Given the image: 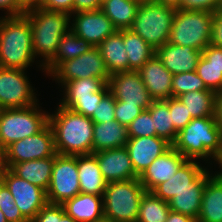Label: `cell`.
<instances>
[{"instance_id": "1", "label": "cell", "mask_w": 222, "mask_h": 222, "mask_svg": "<svg viewBox=\"0 0 222 222\" xmlns=\"http://www.w3.org/2000/svg\"><path fill=\"white\" fill-rule=\"evenodd\" d=\"M49 125L57 154H92L94 123L90 117L58 105L57 112L49 114Z\"/></svg>"}, {"instance_id": "19", "label": "cell", "mask_w": 222, "mask_h": 222, "mask_svg": "<svg viewBox=\"0 0 222 222\" xmlns=\"http://www.w3.org/2000/svg\"><path fill=\"white\" fill-rule=\"evenodd\" d=\"M187 159L171 146L165 153L155 159L138 177L146 191H153L159 184L171 179Z\"/></svg>"}, {"instance_id": "8", "label": "cell", "mask_w": 222, "mask_h": 222, "mask_svg": "<svg viewBox=\"0 0 222 222\" xmlns=\"http://www.w3.org/2000/svg\"><path fill=\"white\" fill-rule=\"evenodd\" d=\"M213 13L176 9L169 42L203 51L211 40Z\"/></svg>"}, {"instance_id": "12", "label": "cell", "mask_w": 222, "mask_h": 222, "mask_svg": "<svg viewBox=\"0 0 222 222\" xmlns=\"http://www.w3.org/2000/svg\"><path fill=\"white\" fill-rule=\"evenodd\" d=\"M51 75L53 78H56L55 80L59 84L62 83L61 85L67 81L88 77L109 80L111 76L98 47L91 48L88 52L77 58L62 62Z\"/></svg>"}, {"instance_id": "13", "label": "cell", "mask_w": 222, "mask_h": 222, "mask_svg": "<svg viewBox=\"0 0 222 222\" xmlns=\"http://www.w3.org/2000/svg\"><path fill=\"white\" fill-rule=\"evenodd\" d=\"M1 181L7 186L22 215L31 222L48 203L46 191L14 174L9 168Z\"/></svg>"}, {"instance_id": "4", "label": "cell", "mask_w": 222, "mask_h": 222, "mask_svg": "<svg viewBox=\"0 0 222 222\" xmlns=\"http://www.w3.org/2000/svg\"><path fill=\"white\" fill-rule=\"evenodd\" d=\"M31 24L34 57L41 55L40 68L45 67L57 51L62 36L70 30L71 15L35 7L24 13Z\"/></svg>"}, {"instance_id": "20", "label": "cell", "mask_w": 222, "mask_h": 222, "mask_svg": "<svg viewBox=\"0 0 222 222\" xmlns=\"http://www.w3.org/2000/svg\"><path fill=\"white\" fill-rule=\"evenodd\" d=\"M153 100H167L172 97V79L160 59L153 55L138 71Z\"/></svg>"}, {"instance_id": "9", "label": "cell", "mask_w": 222, "mask_h": 222, "mask_svg": "<svg viewBox=\"0 0 222 222\" xmlns=\"http://www.w3.org/2000/svg\"><path fill=\"white\" fill-rule=\"evenodd\" d=\"M81 192L78 177L77 156L55 154L47 201L62 205Z\"/></svg>"}, {"instance_id": "45", "label": "cell", "mask_w": 222, "mask_h": 222, "mask_svg": "<svg viewBox=\"0 0 222 222\" xmlns=\"http://www.w3.org/2000/svg\"><path fill=\"white\" fill-rule=\"evenodd\" d=\"M39 7L47 11L65 12L72 16L74 0H42Z\"/></svg>"}, {"instance_id": "47", "label": "cell", "mask_w": 222, "mask_h": 222, "mask_svg": "<svg viewBox=\"0 0 222 222\" xmlns=\"http://www.w3.org/2000/svg\"><path fill=\"white\" fill-rule=\"evenodd\" d=\"M31 222H57V204L47 203Z\"/></svg>"}, {"instance_id": "57", "label": "cell", "mask_w": 222, "mask_h": 222, "mask_svg": "<svg viewBox=\"0 0 222 222\" xmlns=\"http://www.w3.org/2000/svg\"><path fill=\"white\" fill-rule=\"evenodd\" d=\"M0 222H8L1 209H0Z\"/></svg>"}, {"instance_id": "40", "label": "cell", "mask_w": 222, "mask_h": 222, "mask_svg": "<svg viewBox=\"0 0 222 222\" xmlns=\"http://www.w3.org/2000/svg\"><path fill=\"white\" fill-rule=\"evenodd\" d=\"M109 92L108 84L97 93H93L92 97L78 98L76 99L68 109L83 114L84 116L91 117L94 113V110L97 107V103Z\"/></svg>"}, {"instance_id": "49", "label": "cell", "mask_w": 222, "mask_h": 222, "mask_svg": "<svg viewBox=\"0 0 222 222\" xmlns=\"http://www.w3.org/2000/svg\"><path fill=\"white\" fill-rule=\"evenodd\" d=\"M102 0H74V13L101 9Z\"/></svg>"}, {"instance_id": "41", "label": "cell", "mask_w": 222, "mask_h": 222, "mask_svg": "<svg viewBox=\"0 0 222 222\" xmlns=\"http://www.w3.org/2000/svg\"><path fill=\"white\" fill-rule=\"evenodd\" d=\"M115 106L116 100L114 96L108 92L94 110L93 115L90 117L93 123H103L111 120H115Z\"/></svg>"}, {"instance_id": "34", "label": "cell", "mask_w": 222, "mask_h": 222, "mask_svg": "<svg viewBox=\"0 0 222 222\" xmlns=\"http://www.w3.org/2000/svg\"><path fill=\"white\" fill-rule=\"evenodd\" d=\"M169 212L168 202L151 191H145L141 197L136 222H166Z\"/></svg>"}, {"instance_id": "5", "label": "cell", "mask_w": 222, "mask_h": 222, "mask_svg": "<svg viewBox=\"0 0 222 222\" xmlns=\"http://www.w3.org/2000/svg\"><path fill=\"white\" fill-rule=\"evenodd\" d=\"M145 191L138 178L107 183L103 195L105 221L136 222Z\"/></svg>"}, {"instance_id": "10", "label": "cell", "mask_w": 222, "mask_h": 222, "mask_svg": "<svg viewBox=\"0 0 222 222\" xmlns=\"http://www.w3.org/2000/svg\"><path fill=\"white\" fill-rule=\"evenodd\" d=\"M24 71L0 67V109L25 108L38 104Z\"/></svg>"}, {"instance_id": "26", "label": "cell", "mask_w": 222, "mask_h": 222, "mask_svg": "<svg viewBox=\"0 0 222 222\" xmlns=\"http://www.w3.org/2000/svg\"><path fill=\"white\" fill-rule=\"evenodd\" d=\"M197 222H222V179L216 173L206 181Z\"/></svg>"}, {"instance_id": "33", "label": "cell", "mask_w": 222, "mask_h": 222, "mask_svg": "<svg viewBox=\"0 0 222 222\" xmlns=\"http://www.w3.org/2000/svg\"><path fill=\"white\" fill-rule=\"evenodd\" d=\"M124 47L128 55L129 71H138L155 55V49L130 29L124 30Z\"/></svg>"}, {"instance_id": "25", "label": "cell", "mask_w": 222, "mask_h": 222, "mask_svg": "<svg viewBox=\"0 0 222 222\" xmlns=\"http://www.w3.org/2000/svg\"><path fill=\"white\" fill-rule=\"evenodd\" d=\"M127 141V127L117 120L94 123L92 153L125 147Z\"/></svg>"}, {"instance_id": "17", "label": "cell", "mask_w": 222, "mask_h": 222, "mask_svg": "<svg viewBox=\"0 0 222 222\" xmlns=\"http://www.w3.org/2000/svg\"><path fill=\"white\" fill-rule=\"evenodd\" d=\"M107 183L136 179L139 176L132 166L129 152L126 147L93 153Z\"/></svg>"}, {"instance_id": "11", "label": "cell", "mask_w": 222, "mask_h": 222, "mask_svg": "<svg viewBox=\"0 0 222 222\" xmlns=\"http://www.w3.org/2000/svg\"><path fill=\"white\" fill-rule=\"evenodd\" d=\"M56 154L53 131L48 124L42 131L11 143L5 148L7 168L16 163L44 159Z\"/></svg>"}, {"instance_id": "15", "label": "cell", "mask_w": 222, "mask_h": 222, "mask_svg": "<svg viewBox=\"0 0 222 222\" xmlns=\"http://www.w3.org/2000/svg\"><path fill=\"white\" fill-rule=\"evenodd\" d=\"M108 87L116 101L139 105L143 110L147 109L153 102L137 71L131 70L112 74L108 80Z\"/></svg>"}, {"instance_id": "18", "label": "cell", "mask_w": 222, "mask_h": 222, "mask_svg": "<svg viewBox=\"0 0 222 222\" xmlns=\"http://www.w3.org/2000/svg\"><path fill=\"white\" fill-rule=\"evenodd\" d=\"M172 145L158 136L128 138L126 148L135 173L140 176L150 164Z\"/></svg>"}, {"instance_id": "55", "label": "cell", "mask_w": 222, "mask_h": 222, "mask_svg": "<svg viewBox=\"0 0 222 222\" xmlns=\"http://www.w3.org/2000/svg\"><path fill=\"white\" fill-rule=\"evenodd\" d=\"M7 169L5 162V149L0 146V180L1 176L4 174V171Z\"/></svg>"}, {"instance_id": "36", "label": "cell", "mask_w": 222, "mask_h": 222, "mask_svg": "<svg viewBox=\"0 0 222 222\" xmlns=\"http://www.w3.org/2000/svg\"><path fill=\"white\" fill-rule=\"evenodd\" d=\"M208 90L196 71L174 74L172 79V97L191 91Z\"/></svg>"}, {"instance_id": "7", "label": "cell", "mask_w": 222, "mask_h": 222, "mask_svg": "<svg viewBox=\"0 0 222 222\" xmlns=\"http://www.w3.org/2000/svg\"><path fill=\"white\" fill-rule=\"evenodd\" d=\"M37 105L0 109V146L3 149L15 141L37 134L49 124V113L41 112Z\"/></svg>"}, {"instance_id": "59", "label": "cell", "mask_w": 222, "mask_h": 222, "mask_svg": "<svg viewBox=\"0 0 222 222\" xmlns=\"http://www.w3.org/2000/svg\"><path fill=\"white\" fill-rule=\"evenodd\" d=\"M140 3H145V2H152L153 0H137Z\"/></svg>"}, {"instance_id": "35", "label": "cell", "mask_w": 222, "mask_h": 222, "mask_svg": "<svg viewBox=\"0 0 222 222\" xmlns=\"http://www.w3.org/2000/svg\"><path fill=\"white\" fill-rule=\"evenodd\" d=\"M204 188L205 187H193V189H184L178 192L168 202L170 211L197 219L201 209Z\"/></svg>"}, {"instance_id": "2", "label": "cell", "mask_w": 222, "mask_h": 222, "mask_svg": "<svg viewBox=\"0 0 222 222\" xmlns=\"http://www.w3.org/2000/svg\"><path fill=\"white\" fill-rule=\"evenodd\" d=\"M172 146L188 160L208 161L212 158L219 164L222 161V132L215 116L193 118L178 132Z\"/></svg>"}, {"instance_id": "16", "label": "cell", "mask_w": 222, "mask_h": 222, "mask_svg": "<svg viewBox=\"0 0 222 222\" xmlns=\"http://www.w3.org/2000/svg\"><path fill=\"white\" fill-rule=\"evenodd\" d=\"M73 14L75 20L73 18L70 29L93 47H98L106 37L116 31L111 20L101 10Z\"/></svg>"}, {"instance_id": "56", "label": "cell", "mask_w": 222, "mask_h": 222, "mask_svg": "<svg viewBox=\"0 0 222 222\" xmlns=\"http://www.w3.org/2000/svg\"><path fill=\"white\" fill-rule=\"evenodd\" d=\"M158 4L168 5L174 8H177L180 4V0H153Z\"/></svg>"}, {"instance_id": "23", "label": "cell", "mask_w": 222, "mask_h": 222, "mask_svg": "<svg viewBox=\"0 0 222 222\" xmlns=\"http://www.w3.org/2000/svg\"><path fill=\"white\" fill-rule=\"evenodd\" d=\"M78 177L81 193L103 196L107 182L103 178L96 156H77Z\"/></svg>"}, {"instance_id": "58", "label": "cell", "mask_w": 222, "mask_h": 222, "mask_svg": "<svg viewBox=\"0 0 222 222\" xmlns=\"http://www.w3.org/2000/svg\"><path fill=\"white\" fill-rule=\"evenodd\" d=\"M219 167L222 169V163H219ZM217 175L222 179V171L218 172Z\"/></svg>"}, {"instance_id": "29", "label": "cell", "mask_w": 222, "mask_h": 222, "mask_svg": "<svg viewBox=\"0 0 222 222\" xmlns=\"http://www.w3.org/2000/svg\"><path fill=\"white\" fill-rule=\"evenodd\" d=\"M140 2L137 0H102L101 11L111 20L116 30L130 29Z\"/></svg>"}, {"instance_id": "53", "label": "cell", "mask_w": 222, "mask_h": 222, "mask_svg": "<svg viewBox=\"0 0 222 222\" xmlns=\"http://www.w3.org/2000/svg\"><path fill=\"white\" fill-rule=\"evenodd\" d=\"M57 222H76L71 216L67 215L62 205L57 204Z\"/></svg>"}, {"instance_id": "42", "label": "cell", "mask_w": 222, "mask_h": 222, "mask_svg": "<svg viewBox=\"0 0 222 222\" xmlns=\"http://www.w3.org/2000/svg\"><path fill=\"white\" fill-rule=\"evenodd\" d=\"M169 112L171 113L173 126L178 132L193 119L185 104L178 98H169Z\"/></svg>"}, {"instance_id": "3", "label": "cell", "mask_w": 222, "mask_h": 222, "mask_svg": "<svg viewBox=\"0 0 222 222\" xmlns=\"http://www.w3.org/2000/svg\"><path fill=\"white\" fill-rule=\"evenodd\" d=\"M34 59L29 18L0 17V67L25 70Z\"/></svg>"}, {"instance_id": "6", "label": "cell", "mask_w": 222, "mask_h": 222, "mask_svg": "<svg viewBox=\"0 0 222 222\" xmlns=\"http://www.w3.org/2000/svg\"><path fill=\"white\" fill-rule=\"evenodd\" d=\"M175 11L154 1L140 3L130 30L156 50L169 42Z\"/></svg>"}, {"instance_id": "21", "label": "cell", "mask_w": 222, "mask_h": 222, "mask_svg": "<svg viewBox=\"0 0 222 222\" xmlns=\"http://www.w3.org/2000/svg\"><path fill=\"white\" fill-rule=\"evenodd\" d=\"M155 55L174 75L195 71L202 52L191 46L174 45L167 42L155 50Z\"/></svg>"}, {"instance_id": "32", "label": "cell", "mask_w": 222, "mask_h": 222, "mask_svg": "<svg viewBox=\"0 0 222 222\" xmlns=\"http://www.w3.org/2000/svg\"><path fill=\"white\" fill-rule=\"evenodd\" d=\"M147 109L153 118L156 136L173 145L178 136V131L173 126L171 113L169 112V99L153 100Z\"/></svg>"}, {"instance_id": "27", "label": "cell", "mask_w": 222, "mask_h": 222, "mask_svg": "<svg viewBox=\"0 0 222 222\" xmlns=\"http://www.w3.org/2000/svg\"><path fill=\"white\" fill-rule=\"evenodd\" d=\"M54 160L55 155L44 159L16 163L10 170L18 177L47 191L51 182Z\"/></svg>"}, {"instance_id": "28", "label": "cell", "mask_w": 222, "mask_h": 222, "mask_svg": "<svg viewBox=\"0 0 222 222\" xmlns=\"http://www.w3.org/2000/svg\"><path fill=\"white\" fill-rule=\"evenodd\" d=\"M91 48L93 46L90 43L70 29L62 36L54 58L42 70L50 75L62 62L77 58Z\"/></svg>"}, {"instance_id": "14", "label": "cell", "mask_w": 222, "mask_h": 222, "mask_svg": "<svg viewBox=\"0 0 222 222\" xmlns=\"http://www.w3.org/2000/svg\"><path fill=\"white\" fill-rule=\"evenodd\" d=\"M212 175L207 168L195 160H186L171 179L159 184L152 192L163 201L169 202L178 192L193 187H205Z\"/></svg>"}, {"instance_id": "38", "label": "cell", "mask_w": 222, "mask_h": 222, "mask_svg": "<svg viewBox=\"0 0 222 222\" xmlns=\"http://www.w3.org/2000/svg\"><path fill=\"white\" fill-rule=\"evenodd\" d=\"M128 138L156 136V130L153 124L149 110H143L128 126Z\"/></svg>"}, {"instance_id": "50", "label": "cell", "mask_w": 222, "mask_h": 222, "mask_svg": "<svg viewBox=\"0 0 222 222\" xmlns=\"http://www.w3.org/2000/svg\"><path fill=\"white\" fill-rule=\"evenodd\" d=\"M7 10V17L19 16L25 13V10L16 2V0H0V10Z\"/></svg>"}, {"instance_id": "48", "label": "cell", "mask_w": 222, "mask_h": 222, "mask_svg": "<svg viewBox=\"0 0 222 222\" xmlns=\"http://www.w3.org/2000/svg\"><path fill=\"white\" fill-rule=\"evenodd\" d=\"M202 56L212 65L222 68V48L209 44L203 51Z\"/></svg>"}, {"instance_id": "31", "label": "cell", "mask_w": 222, "mask_h": 222, "mask_svg": "<svg viewBox=\"0 0 222 222\" xmlns=\"http://www.w3.org/2000/svg\"><path fill=\"white\" fill-rule=\"evenodd\" d=\"M177 98L185 104L192 118L215 115L216 93L211 90L186 92Z\"/></svg>"}, {"instance_id": "54", "label": "cell", "mask_w": 222, "mask_h": 222, "mask_svg": "<svg viewBox=\"0 0 222 222\" xmlns=\"http://www.w3.org/2000/svg\"><path fill=\"white\" fill-rule=\"evenodd\" d=\"M42 0H16V2L25 10L39 7Z\"/></svg>"}, {"instance_id": "22", "label": "cell", "mask_w": 222, "mask_h": 222, "mask_svg": "<svg viewBox=\"0 0 222 222\" xmlns=\"http://www.w3.org/2000/svg\"><path fill=\"white\" fill-rule=\"evenodd\" d=\"M67 215L76 222H103V196L79 193L62 204Z\"/></svg>"}, {"instance_id": "46", "label": "cell", "mask_w": 222, "mask_h": 222, "mask_svg": "<svg viewBox=\"0 0 222 222\" xmlns=\"http://www.w3.org/2000/svg\"><path fill=\"white\" fill-rule=\"evenodd\" d=\"M210 44L222 48V7L213 13Z\"/></svg>"}, {"instance_id": "52", "label": "cell", "mask_w": 222, "mask_h": 222, "mask_svg": "<svg viewBox=\"0 0 222 222\" xmlns=\"http://www.w3.org/2000/svg\"><path fill=\"white\" fill-rule=\"evenodd\" d=\"M166 222H197V219L185 214L170 211Z\"/></svg>"}, {"instance_id": "43", "label": "cell", "mask_w": 222, "mask_h": 222, "mask_svg": "<svg viewBox=\"0 0 222 222\" xmlns=\"http://www.w3.org/2000/svg\"><path fill=\"white\" fill-rule=\"evenodd\" d=\"M142 111L143 109L139 105L116 101L115 120L127 127Z\"/></svg>"}, {"instance_id": "51", "label": "cell", "mask_w": 222, "mask_h": 222, "mask_svg": "<svg viewBox=\"0 0 222 222\" xmlns=\"http://www.w3.org/2000/svg\"><path fill=\"white\" fill-rule=\"evenodd\" d=\"M215 118L217 126L222 132V90L216 93V104H215Z\"/></svg>"}, {"instance_id": "30", "label": "cell", "mask_w": 222, "mask_h": 222, "mask_svg": "<svg viewBox=\"0 0 222 222\" xmlns=\"http://www.w3.org/2000/svg\"><path fill=\"white\" fill-rule=\"evenodd\" d=\"M107 84L108 80L97 77L67 81L63 84L64 98L59 105L68 108L76 99L92 97L93 93L100 92Z\"/></svg>"}, {"instance_id": "39", "label": "cell", "mask_w": 222, "mask_h": 222, "mask_svg": "<svg viewBox=\"0 0 222 222\" xmlns=\"http://www.w3.org/2000/svg\"><path fill=\"white\" fill-rule=\"evenodd\" d=\"M0 209L8 222H29L20 212L7 186L0 180Z\"/></svg>"}, {"instance_id": "24", "label": "cell", "mask_w": 222, "mask_h": 222, "mask_svg": "<svg viewBox=\"0 0 222 222\" xmlns=\"http://www.w3.org/2000/svg\"><path fill=\"white\" fill-rule=\"evenodd\" d=\"M109 74L129 71V61L124 47V30H116L98 46Z\"/></svg>"}, {"instance_id": "44", "label": "cell", "mask_w": 222, "mask_h": 222, "mask_svg": "<svg viewBox=\"0 0 222 222\" xmlns=\"http://www.w3.org/2000/svg\"><path fill=\"white\" fill-rule=\"evenodd\" d=\"M222 7V0H180L176 9L215 13Z\"/></svg>"}, {"instance_id": "37", "label": "cell", "mask_w": 222, "mask_h": 222, "mask_svg": "<svg viewBox=\"0 0 222 222\" xmlns=\"http://www.w3.org/2000/svg\"><path fill=\"white\" fill-rule=\"evenodd\" d=\"M195 71L208 90L215 93H219L222 90V68L212 65L201 55Z\"/></svg>"}]
</instances>
